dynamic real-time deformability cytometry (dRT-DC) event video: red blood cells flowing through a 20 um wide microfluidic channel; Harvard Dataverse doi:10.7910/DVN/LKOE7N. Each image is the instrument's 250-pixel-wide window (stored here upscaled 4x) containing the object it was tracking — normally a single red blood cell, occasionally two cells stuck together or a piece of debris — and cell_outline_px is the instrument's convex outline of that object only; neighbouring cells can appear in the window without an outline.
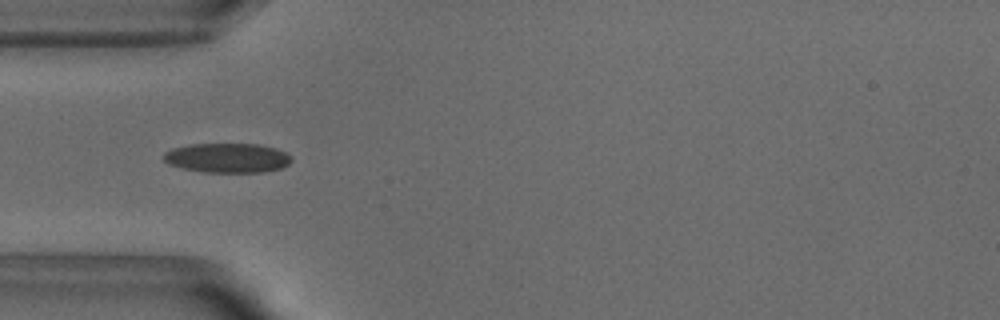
{"species": "common noctule bat (a hibernating species)", "species_latin": "Nyctalus noctula", "temperature_condition": "warm", "stored_images_in_passage": 3, "camera_frame_rate_fps": 3000, "um_per_image_px": 0.085, "animal": {"sex": "male", "body_mass_g": 18.8}, "frame": {"image": 1, "passage_image": 1, "time_ms": 0.0, "image_size_px": [1000, 320], "cell_outline_px": [[292, 160], [288, 164], [280, 168], [264, 172], [204, 172], [184, 168], [168, 164], [164, 160], [164, 152], [172, 148], [192, 144], [260, 144], [276, 148], [292, 156]], "centroid_in_image_um": [19.34, 13.42], "position_along_channel_um": 65.7, "area_um2": 21.96}}